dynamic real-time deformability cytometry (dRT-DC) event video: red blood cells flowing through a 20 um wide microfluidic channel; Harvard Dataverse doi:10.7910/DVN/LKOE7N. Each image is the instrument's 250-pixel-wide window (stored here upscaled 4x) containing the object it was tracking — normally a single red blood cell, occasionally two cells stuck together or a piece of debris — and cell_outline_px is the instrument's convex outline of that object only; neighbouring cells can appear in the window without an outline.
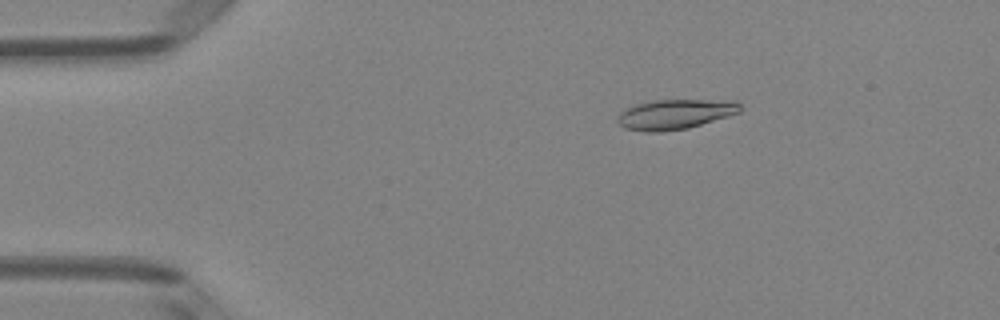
{"species": "Egyptian fruit bat (a non-hibernating species)", "species_latin": "Rousettus aegyptiacus", "temperature_condition": "room temperature", "stored_images_in_passage": 51, "camera_frame_rate_fps": 3000, "um_per_image_px": 0.085, "animal": {"sex": "female"}, "frame": {"image": 1, "passage_image": 9, "time_ms": 2.667, "image_size_px": [1000, 320], "cell_outline_px": [[740, 112], [728, 116], [688, 128], [660, 132], [644, 132], [624, 128], [616, 120], [620, 112], [624, 108], [632, 104], [652, 100], [736, 100], [740, 104]], "centroid_in_image_um": [57.33, 9.7], "position_along_channel_um": 27.7, "area_um2": 21.62}}
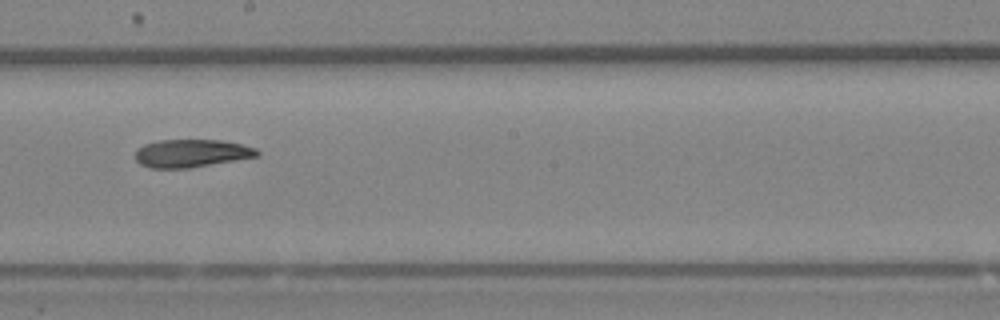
{"frame": {"image": 2, "passage_image": 29, "time_ms": 9.333, "image_size_px": [1000, 320], "cell_outline_px": [[260, 152], [256, 156], [188, 168], [148, 168], [140, 164], [136, 160], [136, 148], [144, 144], [160, 140], [220, 140], [240, 144], [256, 148]], "centroid_in_image_um": [16.21, 13.02], "position_along_channel_um": 232.0, "area_um2": 19.59}}
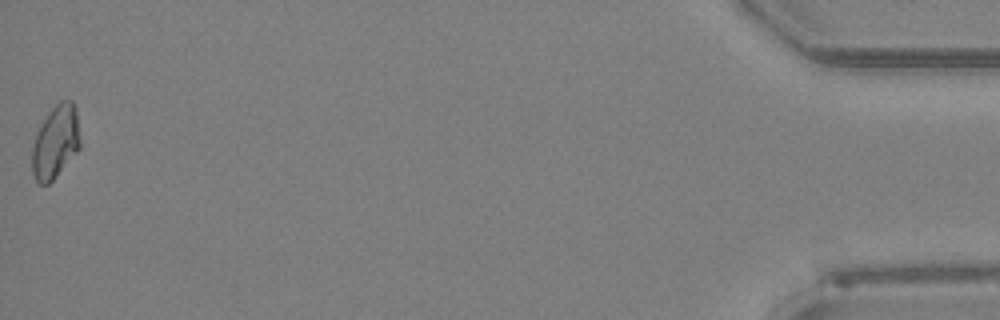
{"frame": {"image": 3, "passage_image": 51, "time_ms": 16.667, "image_size_px": [1000, 320], "cell_outline_px": [[80, 148], [52, 180], [48, 184], [40, 184], [36, 180], [32, 172], [32, 144], [36, 132], [48, 112], [60, 100], [72, 100], [76, 108], [80, 140]], "centroid_in_image_um": [4.71, 12.04], "position_along_channel_um": 430.5, "area_um2": 20.4}, "authors_computed_cell_mechanics": {"area_um2": 20.519, "velocity_mm_per_s": 4.0039, "shape_relaxation_time_tau1_ms": null, "shape_relaxation_time_tau2_ms": 10.3236, "deformation_change_tau1": null, "deformation_change_tau2": 0.1759}}